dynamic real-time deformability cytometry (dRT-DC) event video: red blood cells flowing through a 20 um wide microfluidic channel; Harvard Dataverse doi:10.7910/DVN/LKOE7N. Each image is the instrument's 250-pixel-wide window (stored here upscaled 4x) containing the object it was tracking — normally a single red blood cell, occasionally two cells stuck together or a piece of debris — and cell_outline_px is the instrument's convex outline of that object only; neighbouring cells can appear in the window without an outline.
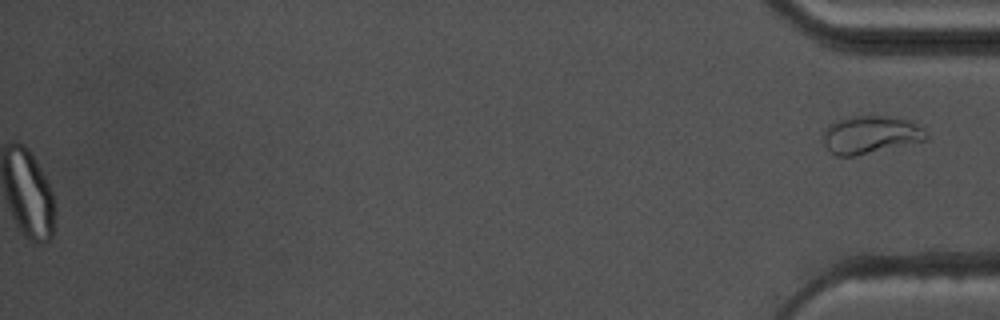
{"species": "common noctule bat (a hibernating species)", "species_latin": "Nyctalus noctula", "temperature_condition": "warm", "stored_images_in_passage": 56, "segment_of_instrument_passage": [2, 2], "camera_frame_rate_fps": 3000, "um_per_image_px": 0.085, "animal": {"sex": "male", "body_mass_g": 17.5, "forearm_length_mm": 52.3}, "frame": {"image": 1, "passage_image": 56, "time_ms": 18.333, "image_size_px": [1000, 320], "cell_outline_px": [[928, 140], [856, 156], [836, 156], [824, 144], [824, 132], [836, 120], [852, 116], [896, 116], [908, 120], [924, 128], [928, 136]], "centroid_in_image_um": [74.05, 11.45], "position_along_channel_um": 361.1, "area_um2": 22.72}}